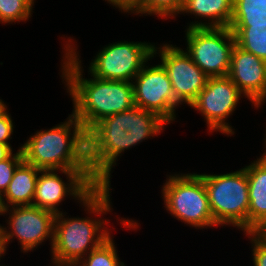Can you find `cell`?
I'll use <instances>...</instances> for the list:
<instances>
[{
	"label": "cell",
	"mask_w": 266,
	"mask_h": 266,
	"mask_svg": "<svg viewBox=\"0 0 266 266\" xmlns=\"http://www.w3.org/2000/svg\"><path fill=\"white\" fill-rule=\"evenodd\" d=\"M168 125L156 113L135 105L95 123L86 132L87 162L92 176L101 185H111L118 158L133 146L157 137Z\"/></svg>",
	"instance_id": "obj_1"
},
{
	"label": "cell",
	"mask_w": 266,
	"mask_h": 266,
	"mask_svg": "<svg viewBox=\"0 0 266 266\" xmlns=\"http://www.w3.org/2000/svg\"><path fill=\"white\" fill-rule=\"evenodd\" d=\"M185 0H141L130 12L131 15L154 16L157 19H176Z\"/></svg>",
	"instance_id": "obj_20"
},
{
	"label": "cell",
	"mask_w": 266,
	"mask_h": 266,
	"mask_svg": "<svg viewBox=\"0 0 266 266\" xmlns=\"http://www.w3.org/2000/svg\"><path fill=\"white\" fill-rule=\"evenodd\" d=\"M4 215H9L5 221L7 226L0 225V242L5 254L14 239H17L21 253L25 254L33 252L47 240L52 247L56 213L24 205L6 208Z\"/></svg>",
	"instance_id": "obj_7"
},
{
	"label": "cell",
	"mask_w": 266,
	"mask_h": 266,
	"mask_svg": "<svg viewBox=\"0 0 266 266\" xmlns=\"http://www.w3.org/2000/svg\"><path fill=\"white\" fill-rule=\"evenodd\" d=\"M66 119L30 135L21 144L23 160L40 170H90L86 131L72 114Z\"/></svg>",
	"instance_id": "obj_4"
},
{
	"label": "cell",
	"mask_w": 266,
	"mask_h": 266,
	"mask_svg": "<svg viewBox=\"0 0 266 266\" xmlns=\"http://www.w3.org/2000/svg\"><path fill=\"white\" fill-rule=\"evenodd\" d=\"M4 256H5V253H4V251H3L2 244H1V242H0V260H1L2 258H4Z\"/></svg>",
	"instance_id": "obj_31"
},
{
	"label": "cell",
	"mask_w": 266,
	"mask_h": 266,
	"mask_svg": "<svg viewBox=\"0 0 266 266\" xmlns=\"http://www.w3.org/2000/svg\"><path fill=\"white\" fill-rule=\"evenodd\" d=\"M13 152L8 145L0 143V162L7 159Z\"/></svg>",
	"instance_id": "obj_28"
},
{
	"label": "cell",
	"mask_w": 266,
	"mask_h": 266,
	"mask_svg": "<svg viewBox=\"0 0 266 266\" xmlns=\"http://www.w3.org/2000/svg\"><path fill=\"white\" fill-rule=\"evenodd\" d=\"M229 28L236 45L266 61V25H229Z\"/></svg>",
	"instance_id": "obj_18"
},
{
	"label": "cell",
	"mask_w": 266,
	"mask_h": 266,
	"mask_svg": "<svg viewBox=\"0 0 266 266\" xmlns=\"http://www.w3.org/2000/svg\"><path fill=\"white\" fill-rule=\"evenodd\" d=\"M266 128V127H265ZM265 133H266V130H265ZM264 148L263 149H265L266 148V134L264 135ZM264 153L266 154V149L264 150Z\"/></svg>",
	"instance_id": "obj_32"
},
{
	"label": "cell",
	"mask_w": 266,
	"mask_h": 266,
	"mask_svg": "<svg viewBox=\"0 0 266 266\" xmlns=\"http://www.w3.org/2000/svg\"><path fill=\"white\" fill-rule=\"evenodd\" d=\"M112 189L111 185H100L80 202L79 207L88 214L85 218L66 217L68 213L63 210L56 214L50 266H75L111 236L116 228L110 227L111 219L102 216L113 211Z\"/></svg>",
	"instance_id": "obj_3"
},
{
	"label": "cell",
	"mask_w": 266,
	"mask_h": 266,
	"mask_svg": "<svg viewBox=\"0 0 266 266\" xmlns=\"http://www.w3.org/2000/svg\"><path fill=\"white\" fill-rule=\"evenodd\" d=\"M243 97L246 98L228 76L209 77L190 108L201 113L211 134L219 132L231 137L236 132L227 121Z\"/></svg>",
	"instance_id": "obj_11"
},
{
	"label": "cell",
	"mask_w": 266,
	"mask_h": 266,
	"mask_svg": "<svg viewBox=\"0 0 266 266\" xmlns=\"http://www.w3.org/2000/svg\"><path fill=\"white\" fill-rule=\"evenodd\" d=\"M159 46L154 45L153 57H159L166 69L175 98L182 105L190 106L205 88L209 77L181 47L167 42Z\"/></svg>",
	"instance_id": "obj_13"
},
{
	"label": "cell",
	"mask_w": 266,
	"mask_h": 266,
	"mask_svg": "<svg viewBox=\"0 0 266 266\" xmlns=\"http://www.w3.org/2000/svg\"><path fill=\"white\" fill-rule=\"evenodd\" d=\"M248 232L255 239L266 243V216L257 222Z\"/></svg>",
	"instance_id": "obj_27"
},
{
	"label": "cell",
	"mask_w": 266,
	"mask_h": 266,
	"mask_svg": "<svg viewBox=\"0 0 266 266\" xmlns=\"http://www.w3.org/2000/svg\"><path fill=\"white\" fill-rule=\"evenodd\" d=\"M155 43L117 41L100 49L88 72L100 79L132 82L143 66L152 61Z\"/></svg>",
	"instance_id": "obj_9"
},
{
	"label": "cell",
	"mask_w": 266,
	"mask_h": 266,
	"mask_svg": "<svg viewBox=\"0 0 266 266\" xmlns=\"http://www.w3.org/2000/svg\"><path fill=\"white\" fill-rule=\"evenodd\" d=\"M162 185L161 197L167 213L191 228L219 227L212 216L203 177L196 173H170Z\"/></svg>",
	"instance_id": "obj_5"
},
{
	"label": "cell",
	"mask_w": 266,
	"mask_h": 266,
	"mask_svg": "<svg viewBox=\"0 0 266 266\" xmlns=\"http://www.w3.org/2000/svg\"><path fill=\"white\" fill-rule=\"evenodd\" d=\"M229 25H266V0H233Z\"/></svg>",
	"instance_id": "obj_19"
},
{
	"label": "cell",
	"mask_w": 266,
	"mask_h": 266,
	"mask_svg": "<svg viewBox=\"0 0 266 266\" xmlns=\"http://www.w3.org/2000/svg\"><path fill=\"white\" fill-rule=\"evenodd\" d=\"M15 124L13 122L12 116L7 111L0 118V143L8 145L13 151V147L10 144V140L12 139V135L14 133Z\"/></svg>",
	"instance_id": "obj_25"
},
{
	"label": "cell",
	"mask_w": 266,
	"mask_h": 266,
	"mask_svg": "<svg viewBox=\"0 0 266 266\" xmlns=\"http://www.w3.org/2000/svg\"><path fill=\"white\" fill-rule=\"evenodd\" d=\"M114 235H111L100 246L91 250L75 266H126L118 257Z\"/></svg>",
	"instance_id": "obj_21"
},
{
	"label": "cell",
	"mask_w": 266,
	"mask_h": 266,
	"mask_svg": "<svg viewBox=\"0 0 266 266\" xmlns=\"http://www.w3.org/2000/svg\"><path fill=\"white\" fill-rule=\"evenodd\" d=\"M39 172L40 169L24 160L18 165L3 194L6 208L32 205Z\"/></svg>",
	"instance_id": "obj_17"
},
{
	"label": "cell",
	"mask_w": 266,
	"mask_h": 266,
	"mask_svg": "<svg viewBox=\"0 0 266 266\" xmlns=\"http://www.w3.org/2000/svg\"><path fill=\"white\" fill-rule=\"evenodd\" d=\"M251 243L252 261L254 266H266V243L255 239L249 232H244Z\"/></svg>",
	"instance_id": "obj_24"
},
{
	"label": "cell",
	"mask_w": 266,
	"mask_h": 266,
	"mask_svg": "<svg viewBox=\"0 0 266 266\" xmlns=\"http://www.w3.org/2000/svg\"><path fill=\"white\" fill-rule=\"evenodd\" d=\"M136 75L134 105L159 115L168 124L175 122L176 109L182 105L174 96L171 81L161 63L148 65ZM150 66V67H149Z\"/></svg>",
	"instance_id": "obj_12"
},
{
	"label": "cell",
	"mask_w": 266,
	"mask_h": 266,
	"mask_svg": "<svg viewBox=\"0 0 266 266\" xmlns=\"http://www.w3.org/2000/svg\"><path fill=\"white\" fill-rule=\"evenodd\" d=\"M185 52L208 76H228L235 37L229 27L186 28Z\"/></svg>",
	"instance_id": "obj_8"
},
{
	"label": "cell",
	"mask_w": 266,
	"mask_h": 266,
	"mask_svg": "<svg viewBox=\"0 0 266 266\" xmlns=\"http://www.w3.org/2000/svg\"><path fill=\"white\" fill-rule=\"evenodd\" d=\"M65 38H62L63 56L59 73L73 103L71 114L84 130L87 132L104 117L131 109L134 106L133 83L100 79L89 72L92 78H85L78 45L73 37Z\"/></svg>",
	"instance_id": "obj_2"
},
{
	"label": "cell",
	"mask_w": 266,
	"mask_h": 266,
	"mask_svg": "<svg viewBox=\"0 0 266 266\" xmlns=\"http://www.w3.org/2000/svg\"><path fill=\"white\" fill-rule=\"evenodd\" d=\"M203 177L209 207L218 226H232L248 232V178L244 167L221 174H200Z\"/></svg>",
	"instance_id": "obj_6"
},
{
	"label": "cell",
	"mask_w": 266,
	"mask_h": 266,
	"mask_svg": "<svg viewBox=\"0 0 266 266\" xmlns=\"http://www.w3.org/2000/svg\"><path fill=\"white\" fill-rule=\"evenodd\" d=\"M23 161V154L21 145L16 151L12 153L7 159L0 162V193L4 194L8 188L9 183L13 177L14 171L18 165Z\"/></svg>",
	"instance_id": "obj_23"
},
{
	"label": "cell",
	"mask_w": 266,
	"mask_h": 266,
	"mask_svg": "<svg viewBox=\"0 0 266 266\" xmlns=\"http://www.w3.org/2000/svg\"><path fill=\"white\" fill-rule=\"evenodd\" d=\"M228 77L257 110L266 102V61L235 44Z\"/></svg>",
	"instance_id": "obj_14"
},
{
	"label": "cell",
	"mask_w": 266,
	"mask_h": 266,
	"mask_svg": "<svg viewBox=\"0 0 266 266\" xmlns=\"http://www.w3.org/2000/svg\"><path fill=\"white\" fill-rule=\"evenodd\" d=\"M5 212H6V206L4 203V198H3V194L0 193V215L3 217H5ZM1 225V224H0Z\"/></svg>",
	"instance_id": "obj_29"
},
{
	"label": "cell",
	"mask_w": 266,
	"mask_h": 266,
	"mask_svg": "<svg viewBox=\"0 0 266 266\" xmlns=\"http://www.w3.org/2000/svg\"><path fill=\"white\" fill-rule=\"evenodd\" d=\"M232 13L233 0H185L180 15H193L198 19L187 23L186 28L229 27Z\"/></svg>",
	"instance_id": "obj_15"
},
{
	"label": "cell",
	"mask_w": 266,
	"mask_h": 266,
	"mask_svg": "<svg viewBox=\"0 0 266 266\" xmlns=\"http://www.w3.org/2000/svg\"><path fill=\"white\" fill-rule=\"evenodd\" d=\"M58 173L64 175L67 181ZM100 185L90 170H40L32 205L57 214L62 212L59 206L66 198L80 204Z\"/></svg>",
	"instance_id": "obj_10"
},
{
	"label": "cell",
	"mask_w": 266,
	"mask_h": 266,
	"mask_svg": "<svg viewBox=\"0 0 266 266\" xmlns=\"http://www.w3.org/2000/svg\"><path fill=\"white\" fill-rule=\"evenodd\" d=\"M8 111V106L0 99V118Z\"/></svg>",
	"instance_id": "obj_30"
},
{
	"label": "cell",
	"mask_w": 266,
	"mask_h": 266,
	"mask_svg": "<svg viewBox=\"0 0 266 266\" xmlns=\"http://www.w3.org/2000/svg\"><path fill=\"white\" fill-rule=\"evenodd\" d=\"M261 155L244 167L249 188L248 231L266 216V154Z\"/></svg>",
	"instance_id": "obj_16"
},
{
	"label": "cell",
	"mask_w": 266,
	"mask_h": 266,
	"mask_svg": "<svg viewBox=\"0 0 266 266\" xmlns=\"http://www.w3.org/2000/svg\"><path fill=\"white\" fill-rule=\"evenodd\" d=\"M36 0H0V24H18L31 19Z\"/></svg>",
	"instance_id": "obj_22"
},
{
	"label": "cell",
	"mask_w": 266,
	"mask_h": 266,
	"mask_svg": "<svg viewBox=\"0 0 266 266\" xmlns=\"http://www.w3.org/2000/svg\"><path fill=\"white\" fill-rule=\"evenodd\" d=\"M141 0H105L121 13H129Z\"/></svg>",
	"instance_id": "obj_26"
}]
</instances>
